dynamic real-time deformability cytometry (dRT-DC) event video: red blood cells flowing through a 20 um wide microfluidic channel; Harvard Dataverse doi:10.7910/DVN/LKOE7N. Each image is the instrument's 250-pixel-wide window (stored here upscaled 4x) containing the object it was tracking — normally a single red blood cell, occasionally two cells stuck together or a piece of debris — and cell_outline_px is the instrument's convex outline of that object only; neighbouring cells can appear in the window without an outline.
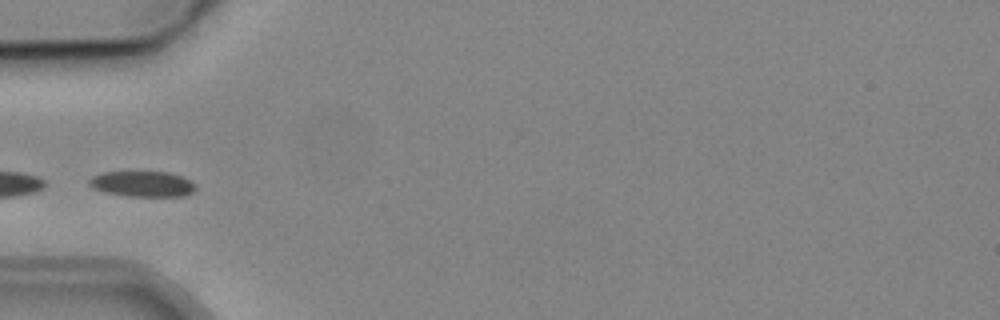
{"species": "common noctule bat (a hibernating species)", "species_latin": "Nyctalus noctula", "temperature_condition": "cold", "stored_images_in_passage": 5, "camera_frame_rate_fps": 3000, "um_per_image_px": 0.085, "animal": {"sex": "male", "body_mass_g": 19.2, "forearm_length_mm": 51.8}, "frame": {"image": 1, "passage_image": 4, "time_ms": 3.667, "image_size_px": [1000, 320], "cell_outline_px": [[196, 188], [192, 192], [184, 196], [128, 196], [104, 192], [92, 188], [88, 184], [88, 180], [92, 176], [100, 172], [168, 172], [192, 180], [196, 184]], "centroid_in_image_um": [12.09, 15.63], "position_along_channel_um": 72.9, "area_um2": 16.01}}